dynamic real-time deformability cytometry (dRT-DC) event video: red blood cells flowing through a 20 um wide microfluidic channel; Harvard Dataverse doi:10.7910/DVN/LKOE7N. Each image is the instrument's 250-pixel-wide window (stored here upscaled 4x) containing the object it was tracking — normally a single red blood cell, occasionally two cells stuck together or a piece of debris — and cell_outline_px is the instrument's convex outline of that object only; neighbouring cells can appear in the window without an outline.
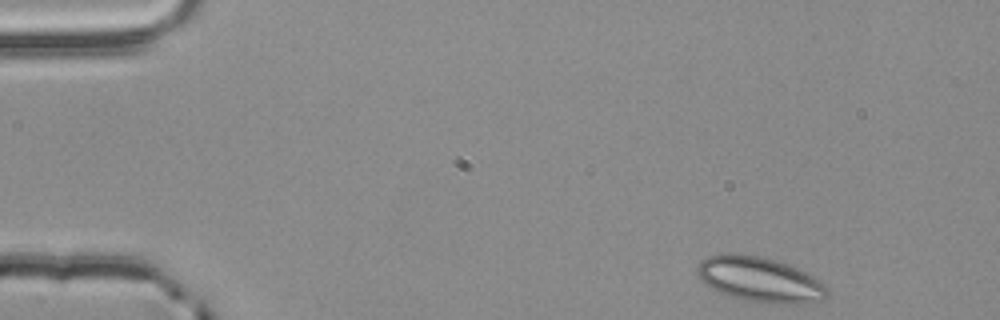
{"species": "common noctule bat (a hibernating species)", "species_latin": "Nyctalus noctula", "temperature_condition": "room temperature", "stored_images_in_passage": 50, "segment_of_instrument_passage": [1, 2], "camera_frame_rate_fps": 3000, "um_per_image_px": 0.085, "animal": {"sex": "male", "body_mass_g": 20.4}, "frame": {"image": 1, "passage_image": 1, "time_ms": 0.0, "image_size_px": [1000, 320], "cell_outline_px": [[828, 296], [824, 300], [804, 304], [764, 304], [744, 300], [728, 296], [704, 284], [700, 280], [696, 272], [696, 268], [700, 260], [708, 256], [720, 252], [736, 252], [764, 256], [788, 264], [812, 276], [824, 284], [828, 288]], "centroid_in_image_um": [64.55, 23.75], "position_along_channel_um": 20.4, "area_um2": 35.08}}
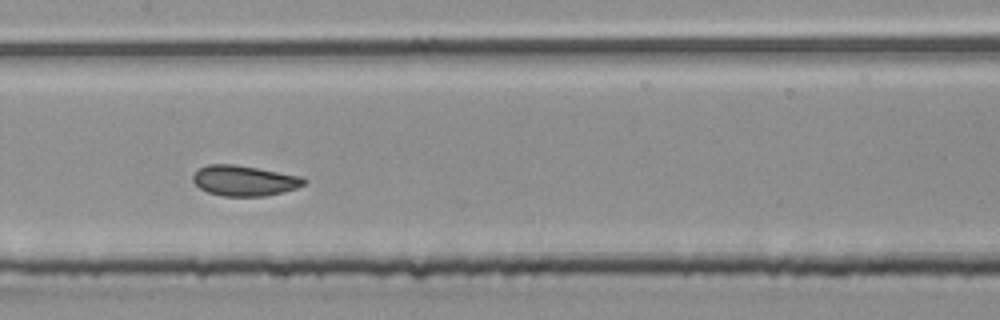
{"frame": {"image": 2, "passage_image": 22, "time_ms": 7.0, "image_size_px": [1000, 320], "cell_outline_px": [[308, 180], [304, 184], [296, 188], [264, 196], [224, 196], [208, 192], [200, 188], [192, 180], [192, 176], [200, 168], [208, 164], [232, 164], [304, 176]], "centroid_in_image_um": [20.78, 15.35], "position_along_channel_um": 186.6, "area_um2": 19.54}}
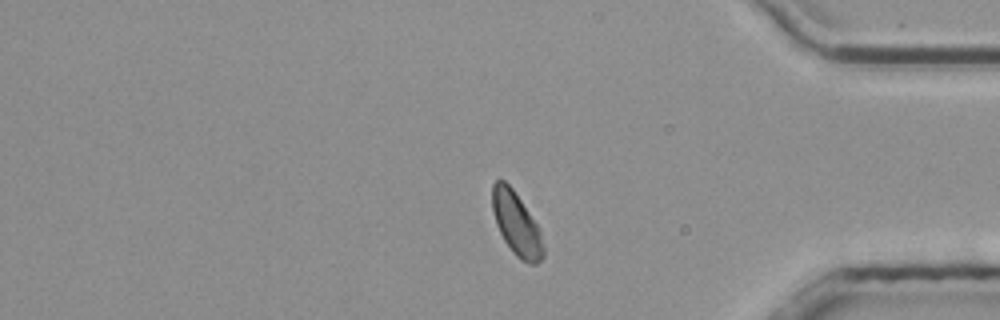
{"frame": {"image": 3, "passage_image": 40, "time_ms": 13.0, "image_size_px": [1000, 320], "cell_outline_px": [[544, 256], [536, 264], [528, 264], [520, 260], [512, 252], [504, 240], [496, 224], [492, 208], [492, 184], [496, 180], [504, 180], [512, 188], [536, 224], [540, 232], [544, 248]], "centroid_in_image_um": [43.88, 19.06], "position_along_channel_um": 391.3, "area_um2": 18.55}}